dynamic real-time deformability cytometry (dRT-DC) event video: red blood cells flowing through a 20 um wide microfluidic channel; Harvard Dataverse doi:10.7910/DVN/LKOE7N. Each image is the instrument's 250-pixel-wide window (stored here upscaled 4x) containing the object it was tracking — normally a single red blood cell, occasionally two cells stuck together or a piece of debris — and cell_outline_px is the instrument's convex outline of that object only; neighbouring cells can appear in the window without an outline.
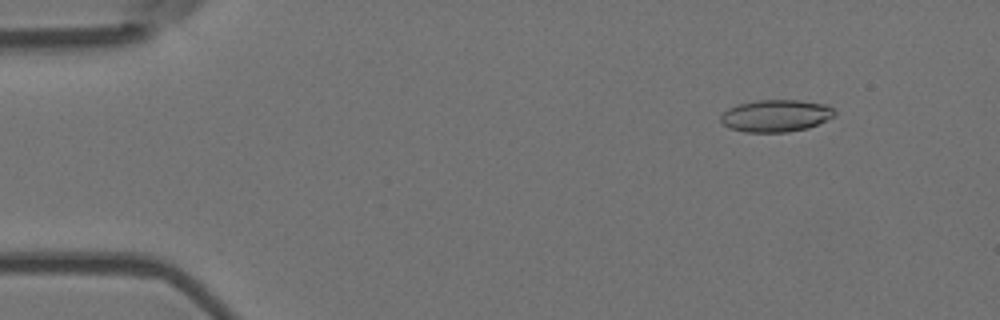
{"species": "Egyptian fruit bat (a non-hibernating species)", "species_latin": "Rousettus aegyptiacus", "temperature_condition": "room temperature", "stored_images_in_passage": 6, "camera_frame_rate_fps": 3000, "um_per_image_px": 0.085, "animal": {"sex": "female"}, "frame": {"image": 1, "passage_image": 2, "time_ms": 0.333, "image_size_px": [1000, 320], "cell_outline_px": [[836, 112], [832, 116], [808, 128], [788, 132], [744, 132], [728, 128], [720, 120], [720, 116], [728, 108], [740, 104], [756, 100], [800, 100], [828, 104]], "centroid_in_image_um": [65.93, 9.83], "position_along_channel_um": 19.1, "area_um2": 21.27}}
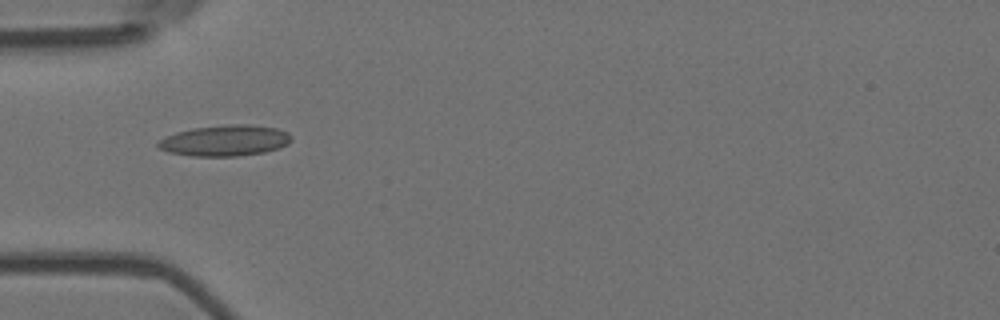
{"frame": {"image": 2, "passage_image": 5, "time_ms": 1.333, "image_size_px": [1000, 320], "cell_outline_px": [[292, 140], [288, 144], [280, 148], [264, 152], [240, 156], [192, 156], [168, 152], [160, 148], [156, 144], [164, 136], [176, 132], [196, 128], [228, 124], [248, 124], [276, 128], [288, 132], [292, 136]], "centroid_in_image_um": [19.15, 11.95], "position_along_channel_um": 65.8, "area_um2": 24.1}}
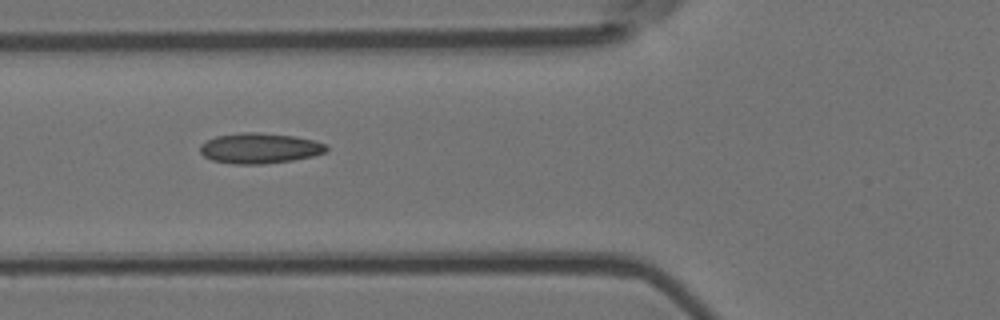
{"frame": {"image": 3, "passage_image": 6, "time_ms": 1.667, "image_size_px": [1000, 320], "cell_outline_px": [[328, 148], [324, 152], [312, 156], [292, 160], [264, 164], [232, 164], [212, 160], [204, 156], [200, 152], [200, 144], [216, 136], [240, 132], [260, 132], [296, 136], [312, 140], [324, 144]], "centroid_in_image_um": [22.03, 12.59], "position_along_channel_um": 103.8, "area_um2": 22.37}}